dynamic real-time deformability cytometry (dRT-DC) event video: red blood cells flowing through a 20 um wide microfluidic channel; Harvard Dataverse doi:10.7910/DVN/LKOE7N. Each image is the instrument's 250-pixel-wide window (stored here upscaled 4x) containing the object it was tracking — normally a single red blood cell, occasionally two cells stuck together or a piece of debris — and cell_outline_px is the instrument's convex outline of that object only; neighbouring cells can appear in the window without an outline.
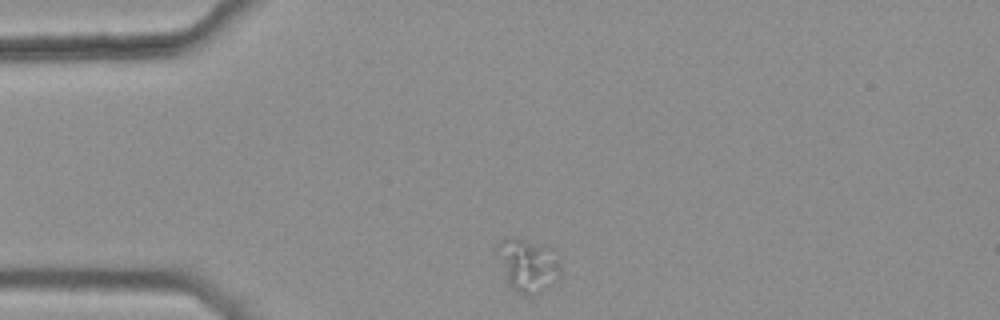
{"species": "common noctule bat (a hibernating species)", "species_latin": "Nyctalus noctula", "temperature_condition": "warm", "stored_images_in_passage": 3, "camera_frame_rate_fps": 3000, "um_per_image_px": 0.085, "animal": {"sex": "female", "body_mass_g": 25.1}, "frame": {"image": 1, "passage_image": 1, "time_ms": 0.0, "image_size_px": [1000, 320], "cell_outline_px": [[560, 276], [556, 280], [536, 296], [524, 296], [516, 292], [508, 284], [496, 248], [496, 244], [504, 236], [512, 236], [552, 248], [560, 268]], "centroid_in_image_um": [44.84, 22.55], "position_along_channel_um": 40.2, "area_um2": 19.65}}